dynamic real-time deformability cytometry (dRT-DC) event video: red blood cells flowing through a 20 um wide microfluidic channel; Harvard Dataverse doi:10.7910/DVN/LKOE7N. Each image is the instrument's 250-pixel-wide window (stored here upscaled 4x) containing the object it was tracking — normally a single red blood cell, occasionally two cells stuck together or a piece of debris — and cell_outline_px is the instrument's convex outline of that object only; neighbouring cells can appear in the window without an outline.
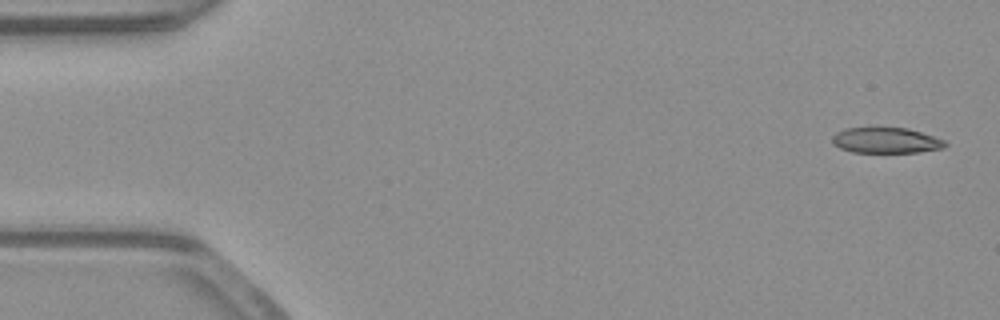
{"species": "common noctule bat (a hibernating species)", "species_latin": "Nyctalus noctula", "temperature_condition": "warm", "stored_images_in_passage": 52, "camera_frame_rate_fps": 3000, "um_per_image_px": 0.085, "animal": {"sex": "male", "body_mass_g": 23.1, "forearm_length_mm": 52.7}, "frame": {"image": 1, "passage_image": 1, "time_ms": 0.0, "image_size_px": [1000, 320], "cell_outline_px": [[948, 144], [944, 148], [920, 152], [852, 152], [840, 148], [832, 144], [832, 136], [836, 132], [844, 128], [872, 124], [908, 128], [944, 140]], "centroid_in_image_um": [75.24, 11.87], "position_along_channel_um": 9.8, "area_um2": 17.74}}
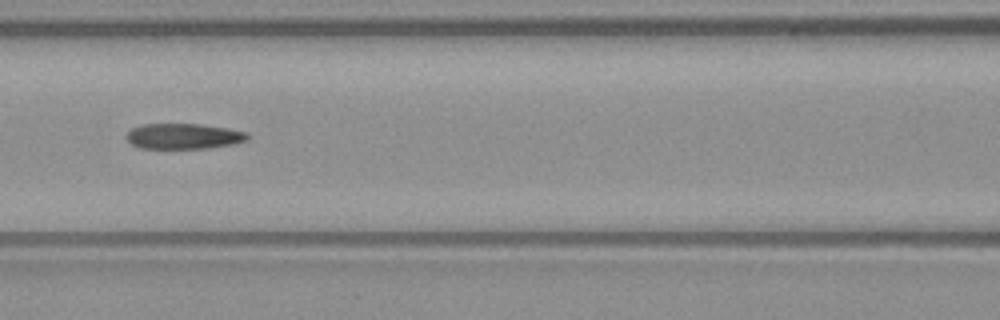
{"frame": {"image": 2, "passage_image": 22, "time_ms": 7.0, "image_size_px": [1000, 320], "cell_outline_px": [[248, 140], [232, 144], [208, 148], [140, 148], [132, 144], [124, 136], [132, 128], [140, 124], [200, 124], [228, 128], [248, 132]], "centroid_in_image_um": [15.6, 11.57], "position_along_channel_um": 151.0, "area_um2": 18.03}}
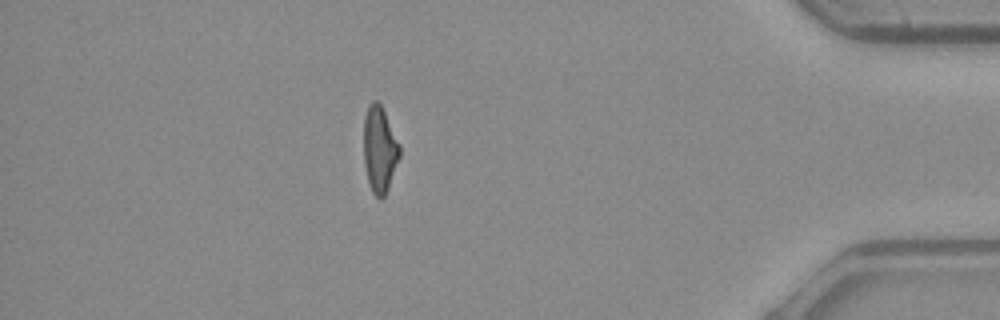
{"frame": {"image": 3, "passage_image": 45, "time_ms": 14.667, "image_size_px": [1000, 320], "cell_outline_px": [[400, 156], [388, 188], [384, 196], [380, 200], [372, 192], [368, 180], [364, 164], [364, 116], [368, 104], [372, 100], [376, 100], [380, 104], [400, 144]], "centroid_in_image_um": [32.26, 12.69], "position_along_channel_um": 402.9, "area_um2": 17.98}, "authors_computed_cell_mechanics": {"area_um2": 18.6694, "velocity_mm_per_s": 3.931, "shape_relaxation_time_tau1_ms": null, "shape_relaxation_time_tau2_ms": 4.1719, "deformation_change_tau1": null, "deformation_change_tau2": 0.1502}}